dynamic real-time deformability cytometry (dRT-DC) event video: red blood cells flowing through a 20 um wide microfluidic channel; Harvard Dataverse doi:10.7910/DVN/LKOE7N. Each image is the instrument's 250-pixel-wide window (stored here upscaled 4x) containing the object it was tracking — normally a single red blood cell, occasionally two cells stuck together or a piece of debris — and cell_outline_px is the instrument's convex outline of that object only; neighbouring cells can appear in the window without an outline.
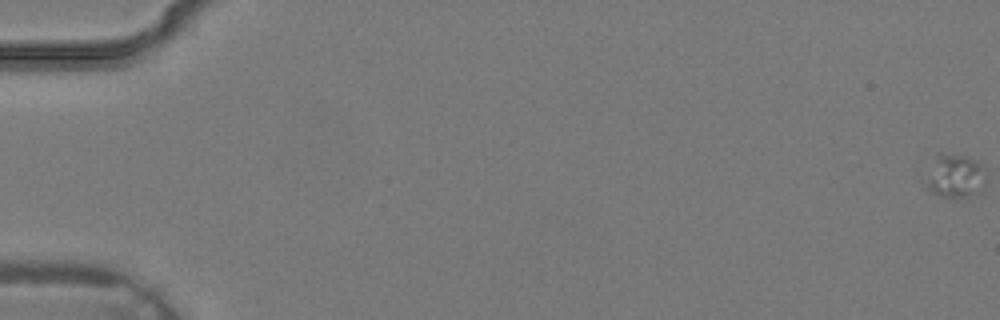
{"species": "common noctule bat (a hibernating species)", "species_latin": "Nyctalus noctula", "temperature_condition": "warm", "stored_images_in_passage": 12, "camera_frame_rate_fps": 3000, "um_per_image_px": 0.085, "animal": {"sex": "male", "body_mass_g": 19.2, "forearm_length_mm": 51.8}, "frame": {"image": 1, "passage_image": 1, "time_ms": 0.0, "image_size_px": [1000, 320], "cell_outline_px": [[980, 172], [968, 192], [964, 196], [940, 196], [932, 192], [928, 188], [928, 184], [940, 152], [964, 156], [976, 160], [980, 164]], "centroid_in_image_um": [81.05, 14.89], "position_along_channel_um": 4.0, "area_um2": 12.43}}
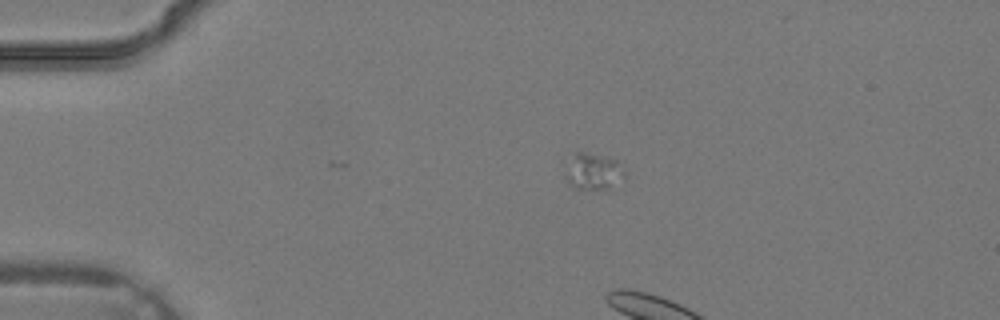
{"frame": {"image": 2, "passage_image": 10, "time_ms": 3.0, "image_size_px": [1000, 320], "cell_outline_px": [[616, 168], [608, 188], [572, 188], [568, 184], [564, 176], [576, 152], [584, 152], [616, 160]], "centroid_in_image_um": [50.17, 14.56], "position_along_channel_um": 34.8, "area_um2": 10.69}}